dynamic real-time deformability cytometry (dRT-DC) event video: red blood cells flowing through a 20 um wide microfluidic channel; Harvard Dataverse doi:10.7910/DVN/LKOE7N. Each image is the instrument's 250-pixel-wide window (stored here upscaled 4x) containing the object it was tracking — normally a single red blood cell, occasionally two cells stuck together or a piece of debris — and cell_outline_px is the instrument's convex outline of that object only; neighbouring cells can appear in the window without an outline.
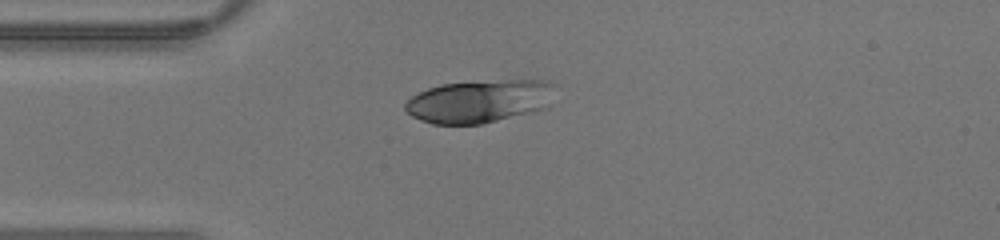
{"species": "human", "species_latin": "Homo sapiens", "temperature_condition": "warm", "stored_images_in_passage": 33, "camera_frame_rate_fps": 3000, "um_per_image_px": 0.085, "donor": {"sex": "male"}, "frame": {"image": 1, "passage_image": 1, "time_ms": 0.0, "image_size_px": [1000, 240], "cell_outline_px": [[556, 84], [552, 104], [548, 108], [480, 124], [432, 124], [420, 120], [412, 116], [404, 108], [404, 104], [412, 96], [428, 88], [440, 84], [508, 80], [548, 80]], "centroid_in_image_um": [40.81, 8.6], "position_along_channel_um": 44.2, "area_um2": 37.63}}
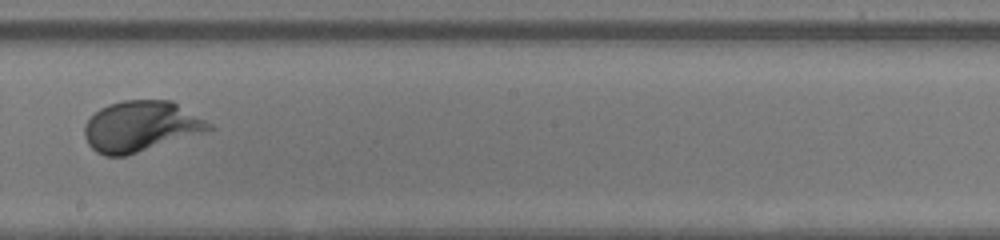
{"frame": {"image": 2, "passage_image": 14, "time_ms": 4.333, "image_size_px": [1000, 240], "cell_outline_px": [[216, 128], [124, 156], [104, 156], [96, 152], [88, 144], [84, 136], [84, 124], [100, 108], [108, 104], [124, 100], [172, 100], [212, 124]], "centroid_in_image_um": [11.94, 10.73], "position_along_channel_um": 236.3, "area_um2": 36.41}}
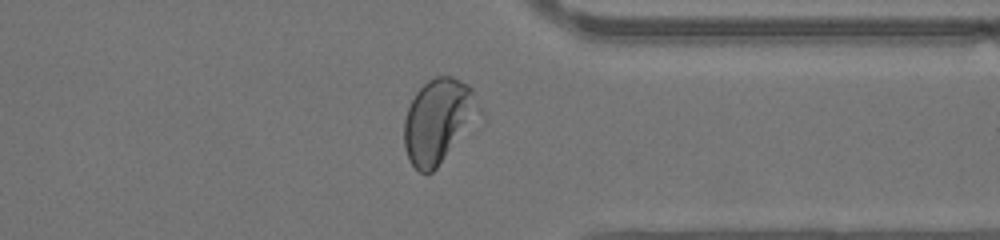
{"frame": {"image": 3, "passage_image": 23, "time_ms": 7.333, "image_size_px": [1000, 240], "cell_outline_px": [[484, 124], [432, 172], [420, 172], [408, 160], [404, 148], [404, 120], [408, 108], [416, 92], [428, 80], [436, 76], [452, 76], [468, 84], [472, 88], [484, 112]], "centroid_in_image_um": [37.42, 10.32], "position_along_channel_um": 374.0, "area_um2": 39.13}}